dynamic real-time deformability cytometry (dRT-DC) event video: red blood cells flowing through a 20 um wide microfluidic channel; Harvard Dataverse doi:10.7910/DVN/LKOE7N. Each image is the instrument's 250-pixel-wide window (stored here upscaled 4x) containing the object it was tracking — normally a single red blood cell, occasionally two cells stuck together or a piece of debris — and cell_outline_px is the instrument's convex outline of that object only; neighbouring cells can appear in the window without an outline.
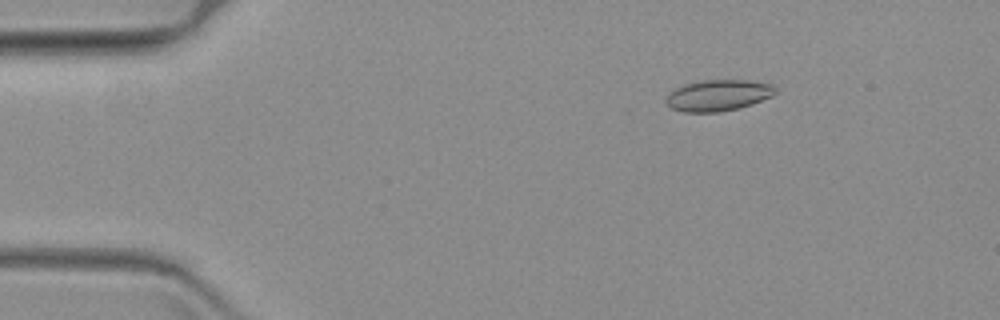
{"species": "common noctule bat (a hibernating species)", "species_latin": "Nyctalus noctula", "temperature_condition": "warm", "stored_images_in_passage": 59, "camera_frame_rate_fps": 3000, "um_per_image_px": 0.085, "animal": {"sex": "female", "body_mass_g": 19.3, "forearm_length_mm": 54.1}, "frame": {"image": 1, "passage_image": 6, "time_ms": 1.667, "image_size_px": [1000, 320], "cell_outline_px": [[776, 92], [772, 96], [740, 108], [716, 112], [684, 112], [672, 108], [668, 104], [668, 96], [676, 88], [684, 84], [704, 80], [748, 80], [772, 84], [776, 88]], "centroid_in_image_um": [61.09, 8.1], "position_along_channel_um": 23.9, "area_um2": 19.59}}
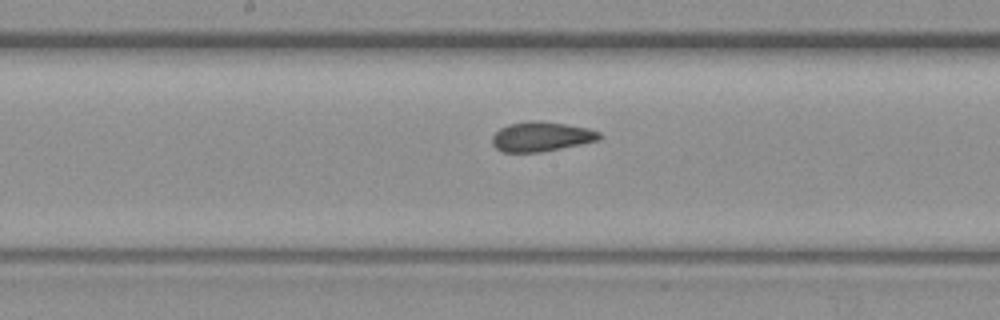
{"frame": {"image": 2, "passage_image": 29, "time_ms": 9.333, "image_size_px": [1000, 320], "cell_outline_px": [[600, 136], [596, 140], [580, 144], [540, 152], [500, 152], [492, 144], [492, 136], [500, 128], [508, 124], [528, 120], [540, 120], [568, 124], [588, 128], [600, 132]], "centroid_in_image_um": [45.96, 11.59], "position_along_channel_um": 202.2, "area_um2": 18.55}}
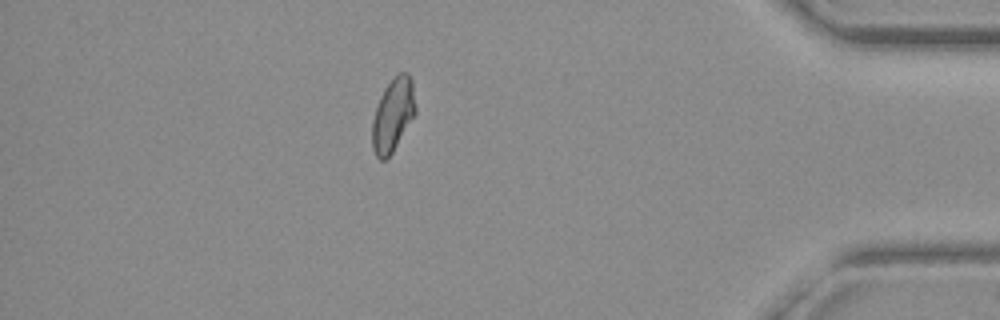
{"frame": {"image": 3, "passage_image": 51, "time_ms": 16.667, "image_size_px": [1000, 320], "cell_outline_px": [[416, 112], [392, 152], [384, 160], [380, 160], [376, 156], [372, 148], [372, 120], [380, 96], [384, 88], [400, 72], [408, 72], [412, 80], [416, 108]], "centroid_in_image_um": [33.39, 9.76], "position_along_channel_um": 401.8, "area_um2": 18.26}}